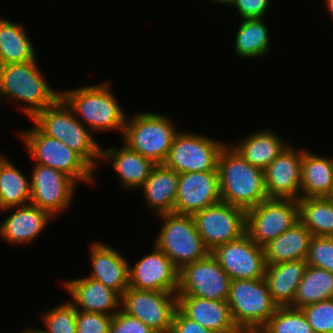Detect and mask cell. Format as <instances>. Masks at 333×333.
I'll use <instances>...</instances> for the list:
<instances>
[{"instance_id": "obj_8", "label": "cell", "mask_w": 333, "mask_h": 333, "mask_svg": "<svg viewBox=\"0 0 333 333\" xmlns=\"http://www.w3.org/2000/svg\"><path fill=\"white\" fill-rule=\"evenodd\" d=\"M30 156L35 164L62 171L74 181L94 182L95 169L77 152L61 141L44 134L36 125L32 129L21 131Z\"/></svg>"}, {"instance_id": "obj_17", "label": "cell", "mask_w": 333, "mask_h": 333, "mask_svg": "<svg viewBox=\"0 0 333 333\" xmlns=\"http://www.w3.org/2000/svg\"><path fill=\"white\" fill-rule=\"evenodd\" d=\"M178 179L175 213L193 215L221 202L217 171L180 173Z\"/></svg>"}, {"instance_id": "obj_7", "label": "cell", "mask_w": 333, "mask_h": 333, "mask_svg": "<svg viewBox=\"0 0 333 333\" xmlns=\"http://www.w3.org/2000/svg\"><path fill=\"white\" fill-rule=\"evenodd\" d=\"M123 129L124 144L155 164H163L178 130L166 116L152 112L137 113Z\"/></svg>"}, {"instance_id": "obj_23", "label": "cell", "mask_w": 333, "mask_h": 333, "mask_svg": "<svg viewBox=\"0 0 333 333\" xmlns=\"http://www.w3.org/2000/svg\"><path fill=\"white\" fill-rule=\"evenodd\" d=\"M110 147L101 149V160L112 161L114 170L118 173L122 185L128 190L138 189L150 176L153 167L156 165L151 159L141 156L128 148Z\"/></svg>"}, {"instance_id": "obj_34", "label": "cell", "mask_w": 333, "mask_h": 333, "mask_svg": "<svg viewBox=\"0 0 333 333\" xmlns=\"http://www.w3.org/2000/svg\"><path fill=\"white\" fill-rule=\"evenodd\" d=\"M257 333H315L301 309L278 306Z\"/></svg>"}, {"instance_id": "obj_24", "label": "cell", "mask_w": 333, "mask_h": 333, "mask_svg": "<svg viewBox=\"0 0 333 333\" xmlns=\"http://www.w3.org/2000/svg\"><path fill=\"white\" fill-rule=\"evenodd\" d=\"M305 260L267 265L264 279L272 300L278 306H290L307 267Z\"/></svg>"}, {"instance_id": "obj_21", "label": "cell", "mask_w": 333, "mask_h": 333, "mask_svg": "<svg viewBox=\"0 0 333 333\" xmlns=\"http://www.w3.org/2000/svg\"><path fill=\"white\" fill-rule=\"evenodd\" d=\"M92 278L106 287L118 292L121 296L129 287V263L113 247L96 242L90 247Z\"/></svg>"}, {"instance_id": "obj_40", "label": "cell", "mask_w": 333, "mask_h": 333, "mask_svg": "<svg viewBox=\"0 0 333 333\" xmlns=\"http://www.w3.org/2000/svg\"><path fill=\"white\" fill-rule=\"evenodd\" d=\"M269 2L270 0H231L228 5H234L243 20L265 17Z\"/></svg>"}, {"instance_id": "obj_1", "label": "cell", "mask_w": 333, "mask_h": 333, "mask_svg": "<svg viewBox=\"0 0 333 333\" xmlns=\"http://www.w3.org/2000/svg\"><path fill=\"white\" fill-rule=\"evenodd\" d=\"M217 172L222 202L247 211L268 199L264 170L248 163L231 145L221 150Z\"/></svg>"}, {"instance_id": "obj_29", "label": "cell", "mask_w": 333, "mask_h": 333, "mask_svg": "<svg viewBox=\"0 0 333 333\" xmlns=\"http://www.w3.org/2000/svg\"><path fill=\"white\" fill-rule=\"evenodd\" d=\"M22 25L0 18V65L36 60L34 47Z\"/></svg>"}, {"instance_id": "obj_32", "label": "cell", "mask_w": 333, "mask_h": 333, "mask_svg": "<svg viewBox=\"0 0 333 333\" xmlns=\"http://www.w3.org/2000/svg\"><path fill=\"white\" fill-rule=\"evenodd\" d=\"M31 182L9 160L0 169V210L30 204Z\"/></svg>"}, {"instance_id": "obj_45", "label": "cell", "mask_w": 333, "mask_h": 333, "mask_svg": "<svg viewBox=\"0 0 333 333\" xmlns=\"http://www.w3.org/2000/svg\"><path fill=\"white\" fill-rule=\"evenodd\" d=\"M212 1H215V2H217V3H221V4H229V2L231 1V0H212Z\"/></svg>"}, {"instance_id": "obj_20", "label": "cell", "mask_w": 333, "mask_h": 333, "mask_svg": "<svg viewBox=\"0 0 333 333\" xmlns=\"http://www.w3.org/2000/svg\"><path fill=\"white\" fill-rule=\"evenodd\" d=\"M77 311L115 315L121 308V295L89 277L63 282ZM81 307V308H80Z\"/></svg>"}, {"instance_id": "obj_6", "label": "cell", "mask_w": 333, "mask_h": 333, "mask_svg": "<svg viewBox=\"0 0 333 333\" xmlns=\"http://www.w3.org/2000/svg\"><path fill=\"white\" fill-rule=\"evenodd\" d=\"M159 216L164 223L154 245L168 256L178 270L211 253L196 230L192 215L169 212Z\"/></svg>"}, {"instance_id": "obj_42", "label": "cell", "mask_w": 333, "mask_h": 333, "mask_svg": "<svg viewBox=\"0 0 333 333\" xmlns=\"http://www.w3.org/2000/svg\"><path fill=\"white\" fill-rule=\"evenodd\" d=\"M326 3V7L329 10L328 12H330L329 14L332 16L333 19V0H325Z\"/></svg>"}, {"instance_id": "obj_18", "label": "cell", "mask_w": 333, "mask_h": 333, "mask_svg": "<svg viewBox=\"0 0 333 333\" xmlns=\"http://www.w3.org/2000/svg\"><path fill=\"white\" fill-rule=\"evenodd\" d=\"M129 266V287L140 290L177 293L179 270L168 256L154 245V250Z\"/></svg>"}, {"instance_id": "obj_26", "label": "cell", "mask_w": 333, "mask_h": 333, "mask_svg": "<svg viewBox=\"0 0 333 333\" xmlns=\"http://www.w3.org/2000/svg\"><path fill=\"white\" fill-rule=\"evenodd\" d=\"M178 173L164 164H156L142 184L148 208L157 214L174 212L178 192Z\"/></svg>"}, {"instance_id": "obj_12", "label": "cell", "mask_w": 333, "mask_h": 333, "mask_svg": "<svg viewBox=\"0 0 333 333\" xmlns=\"http://www.w3.org/2000/svg\"><path fill=\"white\" fill-rule=\"evenodd\" d=\"M192 218L210 251L245 234L246 211L229 203L221 201L195 212Z\"/></svg>"}, {"instance_id": "obj_30", "label": "cell", "mask_w": 333, "mask_h": 333, "mask_svg": "<svg viewBox=\"0 0 333 333\" xmlns=\"http://www.w3.org/2000/svg\"><path fill=\"white\" fill-rule=\"evenodd\" d=\"M333 298V273L307 265L290 307L302 309Z\"/></svg>"}, {"instance_id": "obj_14", "label": "cell", "mask_w": 333, "mask_h": 333, "mask_svg": "<svg viewBox=\"0 0 333 333\" xmlns=\"http://www.w3.org/2000/svg\"><path fill=\"white\" fill-rule=\"evenodd\" d=\"M212 256L231 280L263 279L266 262L263 247L258 246L245 233L240 238L217 246Z\"/></svg>"}, {"instance_id": "obj_5", "label": "cell", "mask_w": 333, "mask_h": 333, "mask_svg": "<svg viewBox=\"0 0 333 333\" xmlns=\"http://www.w3.org/2000/svg\"><path fill=\"white\" fill-rule=\"evenodd\" d=\"M227 302L242 332L257 333L278 308L264 278L232 280Z\"/></svg>"}, {"instance_id": "obj_13", "label": "cell", "mask_w": 333, "mask_h": 333, "mask_svg": "<svg viewBox=\"0 0 333 333\" xmlns=\"http://www.w3.org/2000/svg\"><path fill=\"white\" fill-rule=\"evenodd\" d=\"M231 279L210 253L179 270L177 295L227 301Z\"/></svg>"}, {"instance_id": "obj_27", "label": "cell", "mask_w": 333, "mask_h": 333, "mask_svg": "<svg viewBox=\"0 0 333 333\" xmlns=\"http://www.w3.org/2000/svg\"><path fill=\"white\" fill-rule=\"evenodd\" d=\"M333 191V158L303 151L301 198L330 197Z\"/></svg>"}, {"instance_id": "obj_41", "label": "cell", "mask_w": 333, "mask_h": 333, "mask_svg": "<svg viewBox=\"0 0 333 333\" xmlns=\"http://www.w3.org/2000/svg\"><path fill=\"white\" fill-rule=\"evenodd\" d=\"M170 333H213L196 321L186 317L178 308L175 311Z\"/></svg>"}, {"instance_id": "obj_37", "label": "cell", "mask_w": 333, "mask_h": 333, "mask_svg": "<svg viewBox=\"0 0 333 333\" xmlns=\"http://www.w3.org/2000/svg\"><path fill=\"white\" fill-rule=\"evenodd\" d=\"M315 333H333V298L301 309Z\"/></svg>"}, {"instance_id": "obj_25", "label": "cell", "mask_w": 333, "mask_h": 333, "mask_svg": "<svg viewBox=\"0 0 333 333\" xmlns=\"http://www.w3.org/2000/svg\"><path fill=\"white\" fill-rule=\"evenodd\" d=\"M313 235L300 222L263 246L266 265L306 260Z\"/></svg>"}, {"instance_id": "obj_15", "label": "cell", "mask_w": 333, "mask_h": 333, "mask_svg": "<svg viewBox=\"0 0 333 333\" xmlns=\"http://www.w3.org/2000/svg\"><path fill=\"white\" fill-rule=\"evenodd\" d=\"M30 204L46 210L52 217L69 207L76 181L62 171L35 164L32 170Z\"/></svg>"}, {"instance_id": "obj_16", "label": "cell", "mask_w": 333, "mask_h": 333, "mask_svg": "<svg viewBox=\"0 0 333 333\" xmlns=\"http://www.w3.org/2000/svg\"><path fill=\"white\" fill-rule=\"evenodd\" d=\"M303 150L287 146L265 169L264 183L268 198H301Z\"/></svg>"}, {"instance_id": "obj_44", "label": "cell", "mask_w": 333, "mask_h": 333, "mask_svg": "<svg viewBox=\"0 0 333 333\" xmlns=\"http://www.w3.org/2000/svg\"><path fill=\"white\" fill-rule=\"evenodd\" d=\"M8 159L4 155H0V169Z\"/></svg>"}, {"instance_id": "obj_33", "label": "cell", "mask_w": 333, "mask_h": 333, "mask_svg": "<svg viewBox=\"0 0 333 333\" xmlns=\"http://www.w3.org/2000/svg\"><path fill=\"white\" fill-rule=\"evenodd\" d=\"M269 32L263 18L243 19L235 38V53L244 58H255L267 54Z\"/></svg>"}, {"instance_id": "obj_31", "label": "cell", "mask_w": 333, "mask_h": 333, "mask_svg": "<svg viewBox=\"0 0 333 333\" xmlns=\"http://www.w3.org/2000/svg\"><path fill=\"white\" fill-rule=\"evenodd\" d=\"M299 221L313 236L333 237V201L329 197L300 198Z\"/></svg>"}, {"instance_id": "obj_43", "label": "cell", "mask_w": 333, "mask_h": 333, "mask_svg": "<svg viewBox=\"0 0 333 333\" xmlns=\"http://www.w3.org/2000/svg\"><path fill=\"white\" fill-rule=\"evenodd\" d=\"M24 333H49L47 330H37V329H35V330H33V329H27V330H25L24 331Z\"/></svg>"}, {"instance_id": "obj_38", "label": "cell", "mask_w": 333, "mask_h": 333, "mask_svg": "<svg viewBox=\"0 0 333 333\" xmlns=\"http://www.w3.org/2000/svg\"><path fill=\"white\" fill-rule=\"evenodd\" d=\"M112 317L76 310V333H110Z\"/></svg>"}, {"instance_id": "obj_9", "label": "cell", "mask_w": 333, "mask_h": 333, "mask_svg": "<svg viewBox=\"0 0 333 333\" xmlns=\"http://www.w3.org/2000/svg\"><path fill=\"white\" fill-rule=\"evenodd\" d=\"M298 221L297 200L268 198L246 211L245 233L263 247Z\"/></svg>"}, {"instance_id": "obj_3", "label": "cell", "mask_w": 333, "mask_h": 333, "mask_svg": "<svg viewBox=\"0 0 333 333\" xmlns=\"http://www.w3.org/2000/svg\"><path fill=\"white\" fill-rule=\"evenodd\" d=\"M32 121L44 134L61 141L96 169L102 148L61 97L38 112Z\"/></svg>"}, {"instance_id": "obj_39", "label": "cell", "mask_w": 333, "mask_h": 333, "mask_svg": "<svg viewBox=\"0 0 333 333\" xmlns=\"http://www.w3.org/2000/svg\"><path fill=\"white\" fill-rule=\"evenodd\" d=\"M110 333H156L139 319L119 310L112 317Z\"/></svg>"}, {"instance_id": "obj_19", "label": "cell", "mask_w": 333, "mask_h": 333, "mask_svg": "<svg viewBox=\"0 0 333 333\" xmlns=\"http://www.w3.org/2000/svg\"><path fill=\"white\" fill-rule=\"evenodd\" d=\"M177 308L213 333H241L227 301L177 295Z\"/></svg>"}, {"instance_id": "obj_4", "label": "cell", "mask_w": 333, "mask_h": 333, "mask_svg": "<svg viewBox=\"0 0 333 333\" xmlns=\"http://www.w3.org/2000/svg\"><path fill=\"white\" fill-rule=\"evenodd\" d=\"M2 96L28 103L20 108L32 119L38 112L52 105L60 97V92L49 87L37 61L33 60L0 65V99Z\"/></svg>"}, {"instance_id": "obj_11", "label": "cell", "mask_w": 333, "mask_h": 333, "mask_svg": "<svg viewBox=\"0 0 333 333\" xmlns=\"http://www.w3.org/2000/svg\"><path fill=\"white\" fill-rule=\"evenodd\" d=\"M120 308L156 333H170L177 310V293L128 287L121 296Z\"/></svg>"}, {"instance_id": "obj_35", "label": "cell", "mask_w": 333, "mask_h": 333, "mask_svg": "<svg viewBox=\"0 0 333 333\" xmlns=\"http://www.w3.org/2000/svg\"><path fill=\"white\" fill-rule=\"evenodd\" d=\"M42 318L49 333H76V309L69 301L45 312Z\"/></svg>"}, {"instance_id": "obj_46", "label": "cell", "mask_w": 333, "mask_h": 333, "mask_svg": "<svg viewBox=\"0 0 333 333\" xmlns=\"http://www.w3.org/2000/svg\"><path fill=\"white\" fill-rule=\"evenodd\" d=\"M329 198L333 201V191Z\"/></svg>"}, {"instance_id": "obj_2", "label": "cell", "mask_w": 333, "mask_h": 333, "mask_svg": "<svg viewBox=\"0 0 333 333\" xmlns=\"http://www.w3.org/2000/svg\"><path fill=\"white\" fill-rule=\"evenodd\" d=\"M112 93L108 83H101L60 92V97L90 131L120 130L122 136L128 118Z\"/></svg>"}, {"instance_id": "obj_10", "label": "cell", "mask_w": 333, "mask_h": 333, "mask_svg": "<svg viewBox=\"0 0 333 333\" xmlns=\"http://www.w3.org/2000/svg\"><path fill=\"white\" fill-rule=\"evenodd\" d=\"M225 144L196 133L177 132L163 163L176 173L217 171Z\"/></svg>"}, {"instance_id": "obj_28", "label": "cell", "mask_w": 333, "mask_h": 333, "mask_svg": "<svg viewBox=\"0 0 333 333\" xmlns=\"http://www.w3.org/2000/svg\"><path fill=\"white\" fill-rule=\"evenodd\" d=\"M231 146L251 165L264 170L288 144L271 130H262Z\"/></svg>"}, {"instance_id": "obj_22", "label": "cell", "mask_w": 333, "mask_h": 333, "mask_svg": "<svg viewBox=\"0 0 333 333\" xmlns=\"http://www.w3.org/2000/svg\"><path fill=\"white\" fill-rule=\"evenodd\" d=\"M17 208L0 225V236L11 244H29L36 239L53 217L38 206L27 204L1 211Z\"/></svg>"}, {"instance_id": "obj_36", "label": "cell", "mask_w": 333, "mask_h": 333, "mask_svg": "<svg viewBox=\"0 0 333 333\" xmlns=\"http://www.w3.org/2000/svg\"><path fill=\"white\" fill-rule=\"evenodd\" d=\"M305 261L310 266L333 273V237L313 236Z\"/></svg>"}]
</instances>
